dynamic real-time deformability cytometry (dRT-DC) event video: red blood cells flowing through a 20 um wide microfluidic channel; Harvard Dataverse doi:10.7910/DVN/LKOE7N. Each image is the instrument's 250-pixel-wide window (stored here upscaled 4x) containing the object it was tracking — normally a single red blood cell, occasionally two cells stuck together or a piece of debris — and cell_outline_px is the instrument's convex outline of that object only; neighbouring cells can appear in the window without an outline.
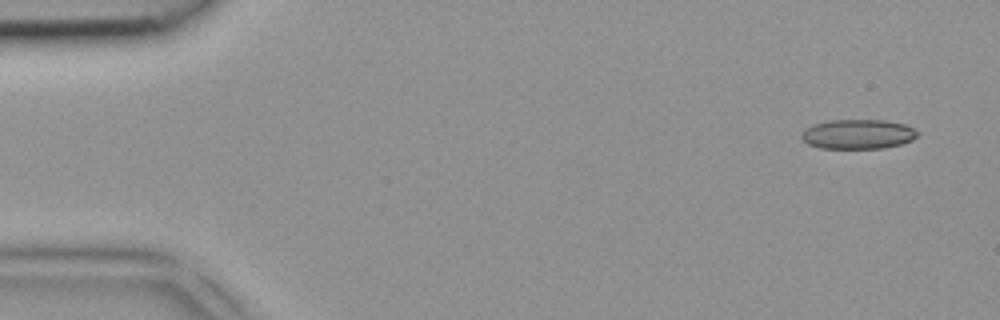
{"species": "common noctule bat (a hibernating species)", "species_latin": "Nyctalus noctula", "temperature_condition": "room temperature", "stored_images_in_passage": 5, "segment_of_instrument_passage": [1, 2], "camera_frame_rate_fps": 3000, "um_per_image_px": 0.085, "animal": {"sex": "female", "body_mass_g": 18.4}, "frame": {"image": 1, "passage_image": 1, "time_ms": 0.0, "image_size_px": [1000, 320], "cell_outline_px": [[920, 136], [912, 140], [900, 144], [884, 148], [820, 148], [808, 144], [800, 136], [804, 128], [812, 124], [828, 120], [884, 120], [904, 124], [920, 132]], "centroid_in_image_um": [72.92, 11.4], "position_along_channel_um": 12.1, "area_um2": 20.17}}